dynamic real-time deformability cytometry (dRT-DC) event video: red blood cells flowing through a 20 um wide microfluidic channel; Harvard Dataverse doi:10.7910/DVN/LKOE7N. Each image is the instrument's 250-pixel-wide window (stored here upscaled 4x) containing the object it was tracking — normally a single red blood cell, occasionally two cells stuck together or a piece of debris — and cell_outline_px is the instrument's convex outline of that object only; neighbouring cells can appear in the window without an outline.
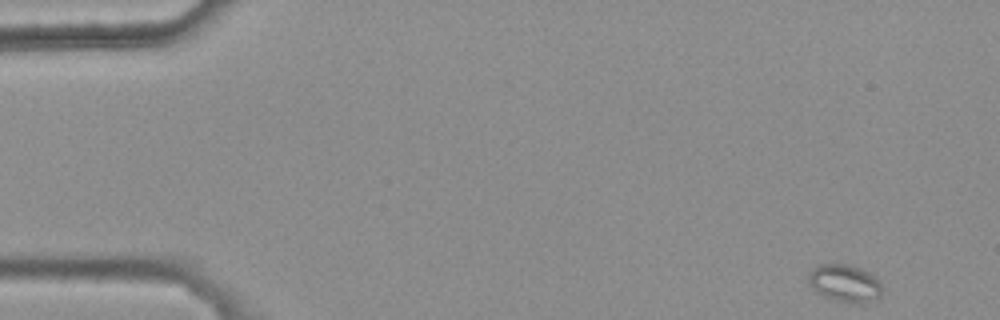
{"species": "common noctule bat (a hibernating species)", "species_latin": "Nyctalus noctula", "temperature_condition": "warm", "stored_images_in_passage": 7, "camera_frame_rate_fps": 3000, "um_per_image_px": 0.085, "animal": {"sex": "female", "body_mass_g": 25.1}, "frame": {"image": 1, "passage_image": 1, "time_ms": 0.0, "image_size_px": [1000, 320], "cell_outline_px": [[880, 296], [864, 304], [852, 304], [836, 300], [824, 296], [816, 292], [808, 284], [808, 272], [812, 268], [820, 264], [848, 264], [860, 268], [868, 272], [880, 280]], "centroid_in_image_um": [71.77, 24.08], "position_along_channel_um": 13.2, "area_um2": 16.24}}